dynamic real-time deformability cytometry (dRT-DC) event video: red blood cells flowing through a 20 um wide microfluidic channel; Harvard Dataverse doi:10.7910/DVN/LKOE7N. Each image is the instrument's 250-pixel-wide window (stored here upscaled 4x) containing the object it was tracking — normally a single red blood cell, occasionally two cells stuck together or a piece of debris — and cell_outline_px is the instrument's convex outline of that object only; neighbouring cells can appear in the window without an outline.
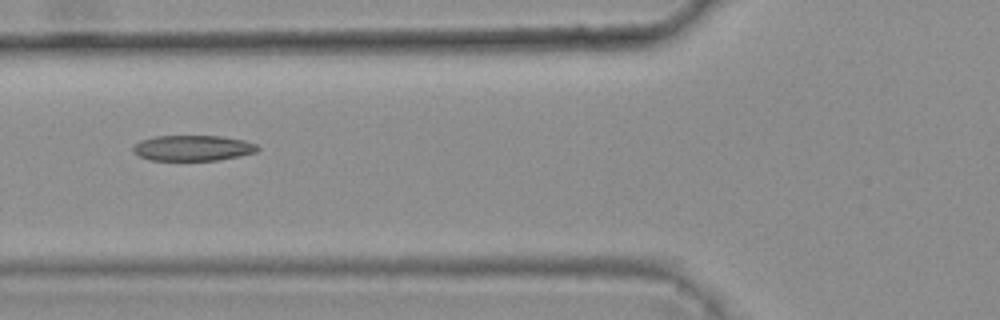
{"species": "common noctule bat (a hibernating species)", "species_latin": "Nyctalus noctula", "temperature_condition": "warm", "stored_images_in_passage": 8, "camera_frame_rate_fps": 3000, "um_per_image_px": 0.085, "animal": {"sex": "female", "body_mass_g": 25.1}, "frame": {"image": 1, "passage_image": 5, "time_ms": 1.333, "image_size_px": [1000, 320], "cell_outline_px": [[260, 148], [256, 152], [240, 156], [220, 160], [148, 160], [132, 152], [132, 144], [140, 140], [156, 136], [224, 136], [244, 140], [256, 144]], "centroid_in_image_um": [16.37, 12.58], "position_along_channel_um": 109.4, "area_um2": 18.79}}
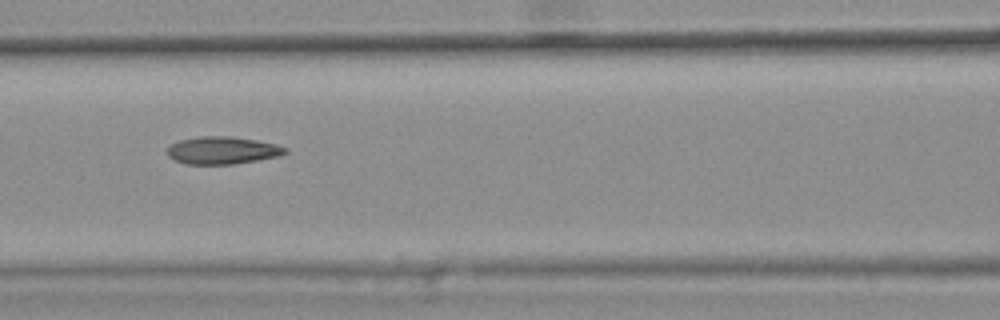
{"frame": {"image": 2, "passage_image": 6, "time_ms": 1.667, "image_size_px": [1000, 320], "cell_outline_px": [[288, 152], [280, 156], [232, 164], [184, 164], [172, 160], [168, 156], [168, 148], [172, 144], [180, 140], [200, 136], [232, 136], [256, 140], [276, 144], [288, 148]], "centroid_in_image_um": [18.91, 12.78], "position_along_channel_um": 147.7, "area_um2": 18.96}}